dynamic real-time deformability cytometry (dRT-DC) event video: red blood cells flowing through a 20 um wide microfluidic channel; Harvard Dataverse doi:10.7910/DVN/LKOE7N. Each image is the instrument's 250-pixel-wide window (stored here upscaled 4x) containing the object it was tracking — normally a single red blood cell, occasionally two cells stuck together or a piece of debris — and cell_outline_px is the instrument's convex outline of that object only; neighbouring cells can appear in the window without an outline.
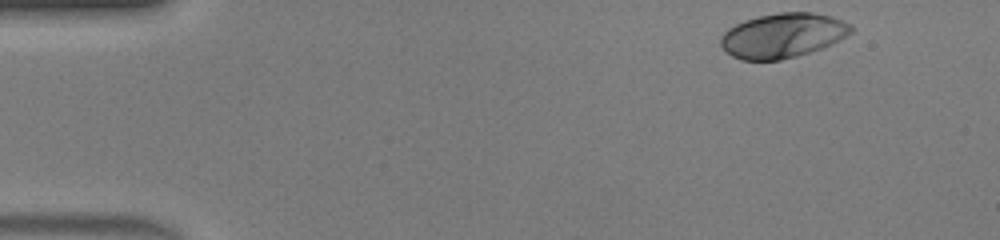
{"species": "human", "species_latin": "Homo sapiens", "temperature_condition": "warm", "stored_images_in_passage": 42, "camera_frame_rate_fps": 3000, "um_per_image_px": 0.085, "donor": {"sex": "male"}, "frame": {"image": 1, "passage_image": 1, "time_ms": 0.0, "image_size_px": [1000, 240], "cell_outline_px": [[852, 32], [840, 40], [832, 44], [796, 56], [780, 60], [740, 60], [732, 56], [720, 44], [720, 36], [728, 28], [744, 20], [760, 16], [780, 12], [812, 12], [832, 16], [852, 24]], "centroid_in_image_um": [66.54, 3.01], "position_along_channel_um": 18.5, "area_um2": 33.87}}
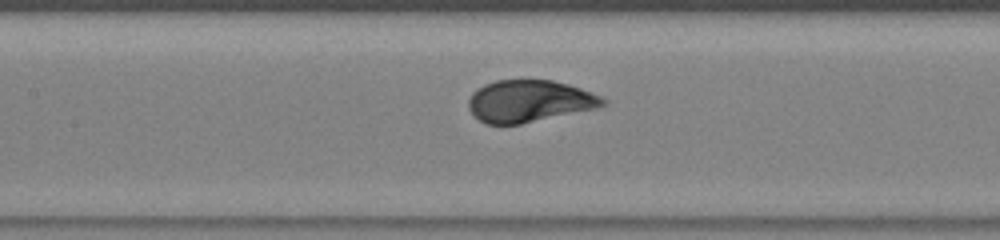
{"frame": {"image": 2, "passage_image": 18, "time_ms": 5.667, "image_size_px": [1000, 240], "cell_outline_px": [[608, 104], [600, 108], [520, 124], [484, 124], [468, 108], [468, 100], [472, 92], [476, 88], [484, 84], [496, 80], [552, 80], [568, 84], [592, 92], [608, 100]], "centroid_in_image_um": [45.02, 8.59], "position_along_channel_um": 162.4, "area_um2": 33.18}}
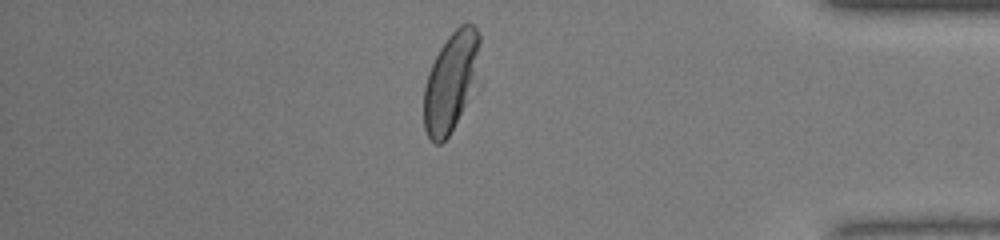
{"frame": {"image": 3, "passage_image": 36, "time_ms": 11.667, "image_size_px": [1000, 240], "cell_outline_px": [[484, 84], [448, 136], [440, 144], [436, 144], [428, 136], [424, 128], [424, 88], [428, 72], [440, 48], [448, 36], [460, 24], [476, 24], [480, 36], [484, 80]], "centroid_in_image_um": [38.49, 6.94], "position_along_channel_um": 396.7, "area_um2": 34.91}, "authors_computed_cell_mechanics": {"area_um2": 33.9575, "velocity_mm_per_s": 4.429, "shape_relaxation_time_tau1_ms": 2.0876, "shape_relaxation_time_tau2_ms": null, "deformation_change_tau1": 0.1852, "deformation_change_tau2": null}}